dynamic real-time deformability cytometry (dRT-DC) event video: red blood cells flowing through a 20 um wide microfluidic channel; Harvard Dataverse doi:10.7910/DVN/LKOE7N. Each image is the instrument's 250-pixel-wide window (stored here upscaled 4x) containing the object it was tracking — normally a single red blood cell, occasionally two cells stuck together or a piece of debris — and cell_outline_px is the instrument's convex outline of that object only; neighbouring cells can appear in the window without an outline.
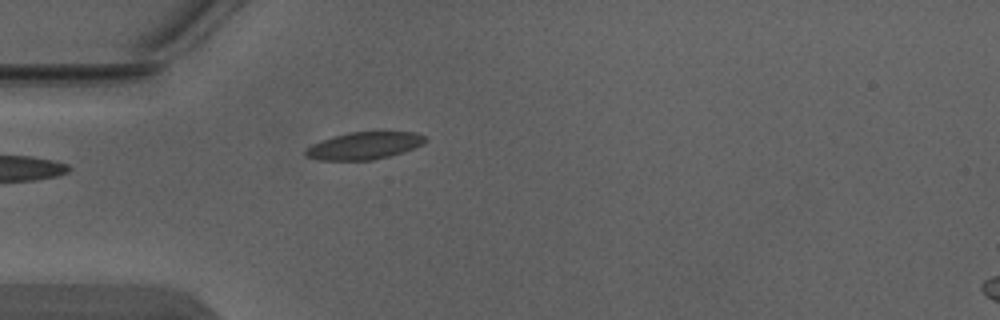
{"species": "Egyptian fruit bat (a non-hibernating species)", "species_latin": "Rousettus aegyptiacus", "temperature_condition": "warm", "stored_images_in_passage": 4, "camera_frame_rate_fps": 3000, "um_per_image_px": 0.085, "animal": {"sex": "male"}, "frame": {"image": 1, "passage_image": 4, "time_ms": 1.0, "image_size_px": [1000, 320], "cell_outline_px": [[428, 140], [424, 144], [404, 152], [372, 160], [316, 160], [304, 156], [304, 148], [312, 144], [332, 136], [348, 132], [416, 132], [424, 136]], "centroid_in_image_um": [30.92, 12.38], "position_along_channel_um": 54.1, "area_um2": 19.25}}